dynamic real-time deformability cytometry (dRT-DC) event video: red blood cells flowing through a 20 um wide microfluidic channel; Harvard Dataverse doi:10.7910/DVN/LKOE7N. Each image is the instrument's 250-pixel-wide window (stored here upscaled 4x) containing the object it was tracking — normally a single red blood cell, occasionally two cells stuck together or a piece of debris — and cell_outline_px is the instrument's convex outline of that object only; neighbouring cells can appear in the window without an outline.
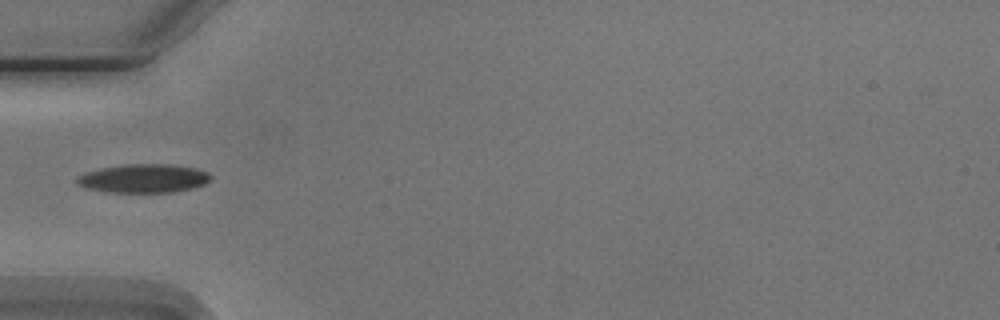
{"species": "Egyptian fruit bat (a non-hibernating species)", "species_latin": "Rousettus aegyptiacus", "temperature_condition": "cold", "stored_images_in_passage": 4, "camera_frame_rate_fps": 3000, "um_per_image_px": 0.085, "animal": {"sex": "male"}, "frame": {"image": 1, "passage_image": 3, "time_ms": 2.333, "image_size_px": [1000, 320], "cell_outline_px": [[212, 180], [204, 184], [192, 188], [172, 192], [108, 192], [84, 188], [76, 184], [76, 176], [100, 168], [120, 164], [172, 164], [196, 168], [208, 172], [212, 176]], "centroid_in_image_um": [12.2, 15.16], "position_along_channel_um": 72.8, "area_um2": 22.6}}